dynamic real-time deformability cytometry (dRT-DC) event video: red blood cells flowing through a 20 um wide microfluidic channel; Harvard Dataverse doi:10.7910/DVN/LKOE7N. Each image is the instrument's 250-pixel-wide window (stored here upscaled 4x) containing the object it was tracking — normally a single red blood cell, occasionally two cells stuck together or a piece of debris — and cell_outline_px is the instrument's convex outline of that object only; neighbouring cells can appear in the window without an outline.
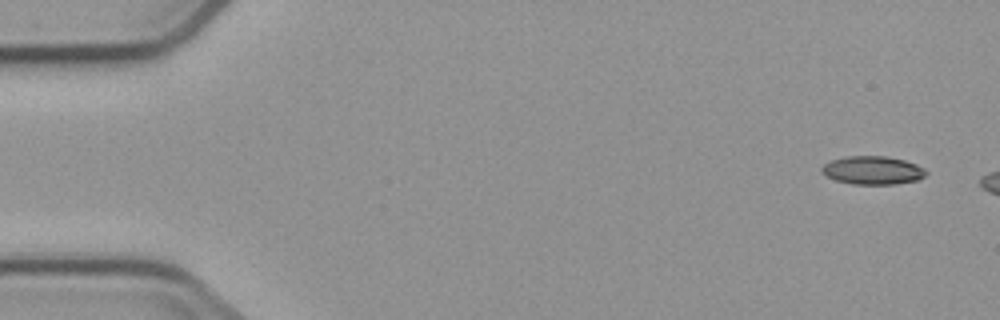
{"species": "common noctule bat (a hibernating species)", "species_latin": "Nyctalus noctula", "temperature_condition": "cold", "stored_images_in_passage": 4, "camera_frame_rate_fps": 3000, "um_per_image_px": 0.085, "animal": {"sex": "male", "body_mass_g": 23.1, "forearm_length_mm": 52.7}, "frame": {"image": 1, "passage_image": 1, "time_ms": 0.0, "image_size_px": [1000, 320], "cell_outline_px": [[928, 172], [924, 176], [916, 180], [896, 184], [852, 184], [836, 180], [820, 172], [820, 168], [824, 164], [832, 160], [848, 156], [884, 156], [904, 160], [916, 164], [924, 168]], "centroid_in_image_um": [74.17, 14.47], "position_along_channel_um": 10.8, "area_um2": 17.11}}